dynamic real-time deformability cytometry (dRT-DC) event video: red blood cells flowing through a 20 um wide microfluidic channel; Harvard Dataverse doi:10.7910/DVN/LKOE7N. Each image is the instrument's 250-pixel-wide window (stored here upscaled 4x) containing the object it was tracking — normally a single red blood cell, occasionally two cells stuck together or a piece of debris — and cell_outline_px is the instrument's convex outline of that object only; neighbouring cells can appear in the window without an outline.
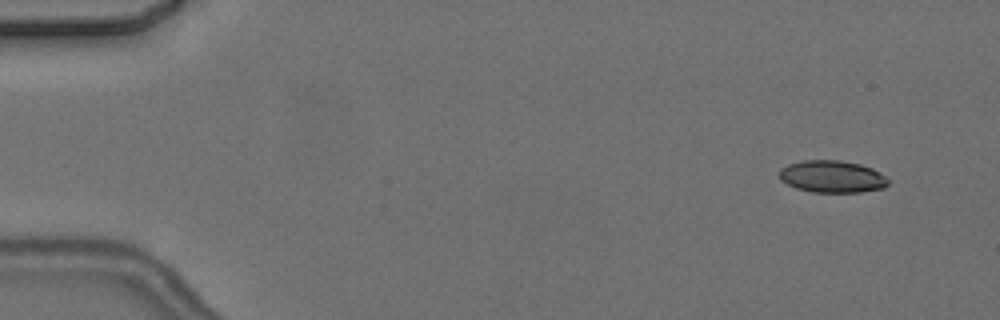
{"species": "common noctule bat (a hibernating species)", "species_latin": "Nyctalus noctula", "temperature_condition": "cold", "stored_images_in_passage": 4, "camera_frame_rate_fps": 3000, "um_per_image_px": 0.085, "animal": {"sex": "female", "body_mass_g": 24.6, "forearm_length_mm": 56.2}, "frame": {"image": 1, "passage_image": 1, "time_ms": 0.0, "image_size_px": [1000, 320], "cell_outline_px": [[888, 184], [884, 188], [860, 192], [812, 192], [796, 188], [780, 180], [780, 168], [788, 164], [804, 160], [840, 160], [860, 164], [872, 168], [880, 172], [888, 180]], "centroid_in_image_um": [70.73, 15.01], "position_along_channel_um": 14.3, "area_um2": 20.4}}